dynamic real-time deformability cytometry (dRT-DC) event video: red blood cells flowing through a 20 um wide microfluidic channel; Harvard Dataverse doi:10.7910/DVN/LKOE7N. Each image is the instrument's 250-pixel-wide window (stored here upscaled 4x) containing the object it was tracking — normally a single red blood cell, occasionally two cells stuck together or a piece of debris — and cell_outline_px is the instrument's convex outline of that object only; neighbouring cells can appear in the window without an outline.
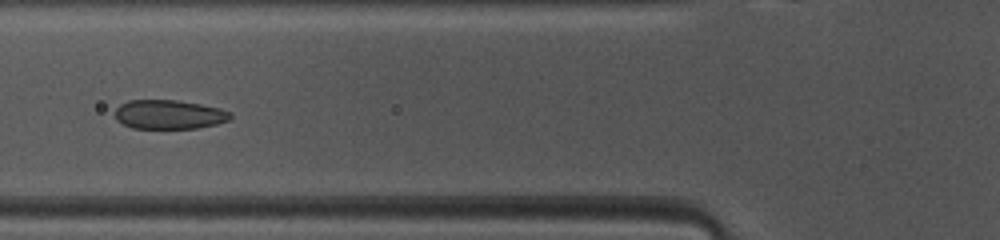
{"species": "common noctule bat (a hibernating species)", "species_latin": "Nyctalus noctula", "temperature_condition": "warm", "stored_images_in_passage": 39, "camera_frame_rate_fps": 3000, "um_per_image_px": 0.085, "animal": {"sex": "female", "body_mass_g": 10.0, "forearm_length_mm": 53.1}, "frame": {"image": 1, "passage_image": 8, "time_ms": 2.333, "image_size_px": [1000, 240], "cell_outline_px": [[232, 116], [228, 120], [216, 124], [196, 128], [132, 128], [116, 120], [116, 108], [120, 104], [128, 100], [176, 100], [200, 104], [220, 108], [232, 112]], "centroid_in_image_um": [14.37, 9.72], "position_along_channel_um": 111.4, "area_um2": 19.54}}
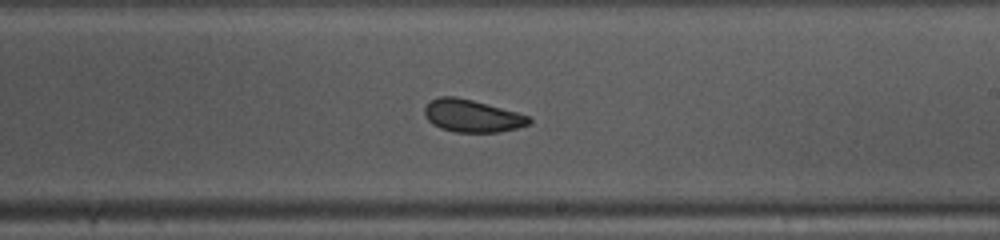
{"frame": {"image": 2, "passage_image": 18, "time_ms": 5.667, "image_size_px": [1000, 240], "cell_outline_px": [[532, 124], [516, 128], [496, 132], [456, 132], [440, 128], [432, 124], [428, 120], [424, 112], [424, 108], [432, 100], [440, 96], [456, 96], [472, 100], [516, 112], [528, 116], [532, 120]], "centroid_in_image_um": [40.12, 9.85], "position_along_channel_um": 248.9, "area_um2": 19.59}}
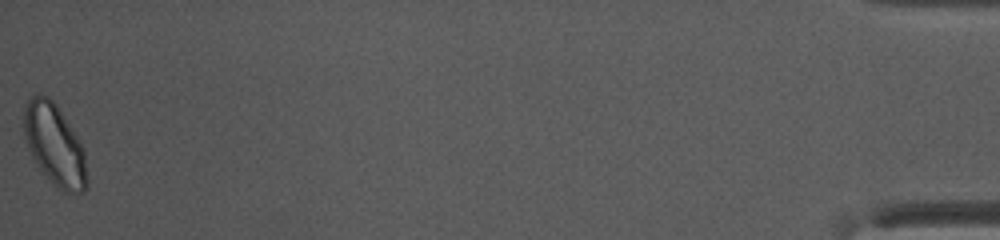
{"frame": {"image": 3, "passage_image": 39, "time_ms": 12.667, "image_size_px": [1000, 240], "cell_outline_px": [[88, 188], [84, 192], [64, 192], [44, 172], [32, 156], [28, 148], [24, 136], [24, 108], [28, 100], [32, 96], [48, 96], [56, 104], [72, 128], [84, 148], [88, 180]], "centroid_in_image_um": [4.67, 12.3], "position_along_channel_um": 430.5, "area_um2": 29.42}, "authors_computed_cell_mechanics": {"area_um2": 20.2878, "velocity_mm_per_s": 4.1151, "shape_relaxation_time_tau1_ms": 2.9903, "shape_relaxation_time_tau2_ms": 1.6898, "deformation_change_tau1": 0.0891, "deformation_change_tau2": 0.0758}}